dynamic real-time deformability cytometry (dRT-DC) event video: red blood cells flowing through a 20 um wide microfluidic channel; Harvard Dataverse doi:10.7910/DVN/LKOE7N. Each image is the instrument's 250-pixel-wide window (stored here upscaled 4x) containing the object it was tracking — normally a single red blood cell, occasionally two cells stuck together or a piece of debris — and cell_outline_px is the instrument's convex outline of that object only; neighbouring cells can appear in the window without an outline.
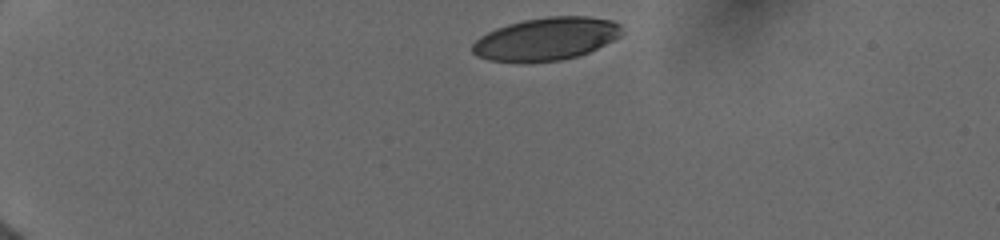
{"species": "human", "species_latin": "Homo sapiens", "temperature_condition": "cold", "stored_images_in_passage": 6, "camera_frame_rate_fps": 3000, "um_per_image_px": 0.085, "donor": {"sex": "female"}, "frame": {"image": 1, "passage_image": 1, "time_ms": 0.0, "image_size_px": [1000, 240], "cell_outline_px": [[620, 36], [580, 56], [560, 60], [528, 64], [488, 60], [476, 56], [472, 52], [472, 44], [480, 36], [496, 28], [508, 24], [524, 20], [548, 16], [588, 16], [612, 20], [620, 24]], "centroid_in_image_um": [46.37, 3.33], "position_along_channel_um": 38.6, "area_um2": 37.57}}
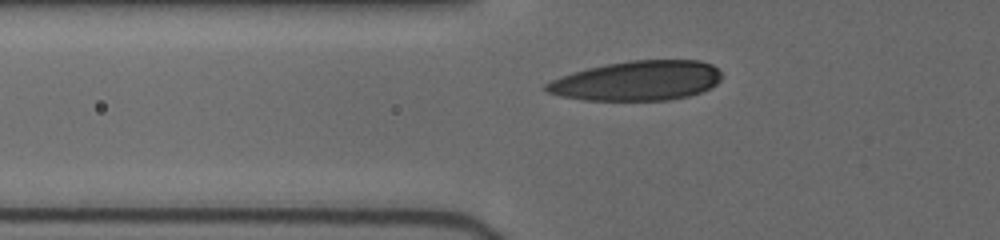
{"frame": {"image": 2, "passage_image": 5, "time_ms": 2.667, "image_size_px": [1000, 240], "cell_outline_px": [[720, 80], [712, 88], [688, 96], [668, 100], [584, 100], [560, 96], [548, 92], [544, 88], [544, 84], [560, 76], [572, 72], [588, 68], [608, 64], [632, 60], [700, 60], [712, 64], [720, 72]], "centroid_in_image_um": [54.16, 6.86], "position_along_channel_um": 71.6, "area_um2": 40.58}}